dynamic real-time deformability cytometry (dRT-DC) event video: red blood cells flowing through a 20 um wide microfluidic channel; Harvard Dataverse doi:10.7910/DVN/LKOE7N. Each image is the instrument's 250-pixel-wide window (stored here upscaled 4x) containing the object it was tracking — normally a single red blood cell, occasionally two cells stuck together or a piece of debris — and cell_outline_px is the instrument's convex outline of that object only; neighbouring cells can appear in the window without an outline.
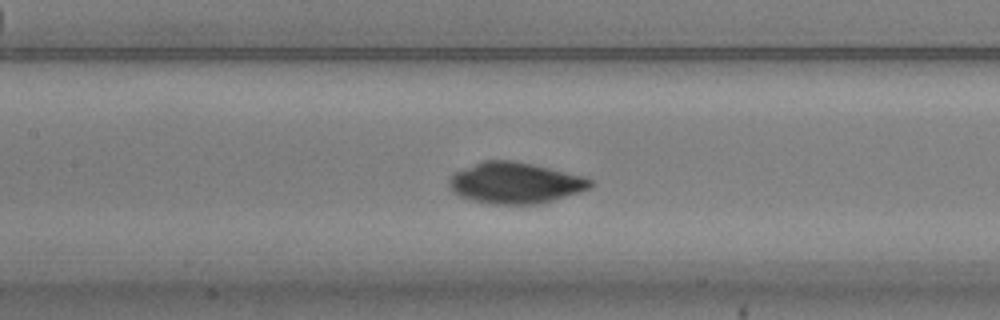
{"species": "common noctule bat (a hibernating species)", "species_latin": "Nyctalus noctula", "temperature_condition": "warm", "stored_images_in_passage": 38, "camera_frame_rate_fps": 3000, "um_per_image_px": 0.085, "animal": {"sex": "male", "body_mass_g": 20.5, "forearm_length_mm": 52.5}, "frame": {"image": 1, "passage_image": 8, "time_ms": 2.333, "image_size_px": [1000, 320], "cell_outline_px": [[592, 184], [588, 188], [540, 204], [488, 204], [468, 200], [452, 192], [448, 184], [448, 180], [456, 172], [484, 160], [512, 160], [532, 164], [584, 176], [592, 180]], "centroid_in_image_um": [43.74, 15.56], "position_along_channel_um": 163.7, "area_um2": 33.58}}
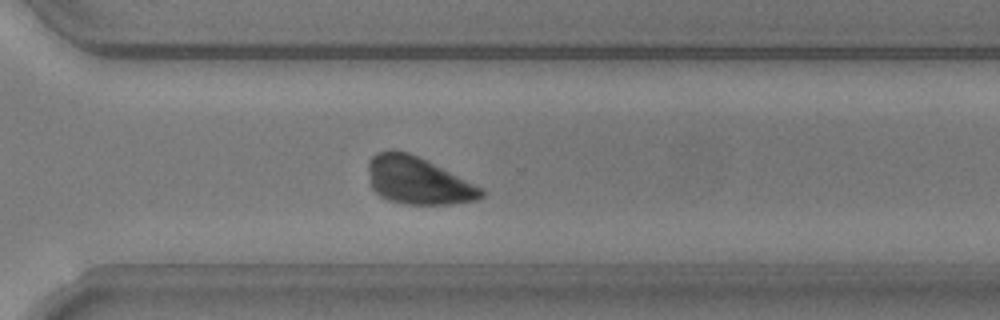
{"frame": {"image": 2, "passage_image": 22, "time_ms": 7.0, "image_size_px": [1000, 320], "cell_outline_px": [[488, 192], [480, 200], [452, 204], [404, 204], [388, 200], [380, 196], [372, 188], [368, 168], [368, 160], [376, 152], [392, 148], [408, 152], [484, 188]], "centroid_in_image_um": [35.54, 15.35], "position_along_channel_um": 335.1, "area_um2": 31.44}}
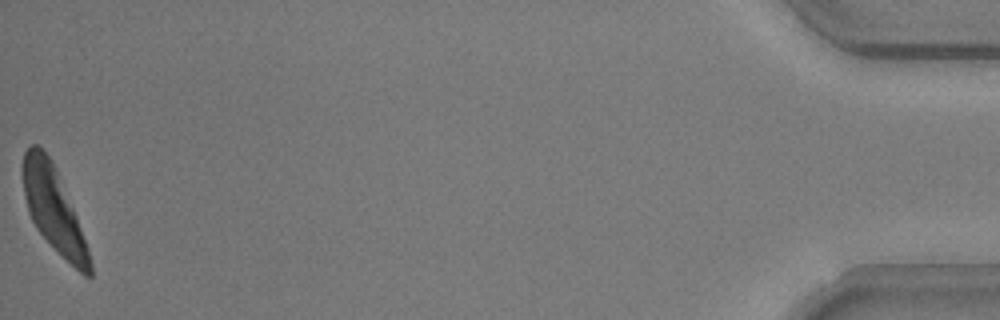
{"frame": {"image": 3, "passage_image": 38, "time_ms": 12.333, "image_size_px": [1000, 320], "cell_outline_px": [[92, 276], [84, 276], [36, 228], [28, 212], [24, 196], [20, 172], [20, 168], [24, 152], [32, 144], [36, 144], [48, 156], [56, 172], [76, 216], [88, 248], [92, 264]], "centroid_in_image_um": [4.5, 17.76], "position_along_channel_um": 430.7, "area_um2": 31.91}}